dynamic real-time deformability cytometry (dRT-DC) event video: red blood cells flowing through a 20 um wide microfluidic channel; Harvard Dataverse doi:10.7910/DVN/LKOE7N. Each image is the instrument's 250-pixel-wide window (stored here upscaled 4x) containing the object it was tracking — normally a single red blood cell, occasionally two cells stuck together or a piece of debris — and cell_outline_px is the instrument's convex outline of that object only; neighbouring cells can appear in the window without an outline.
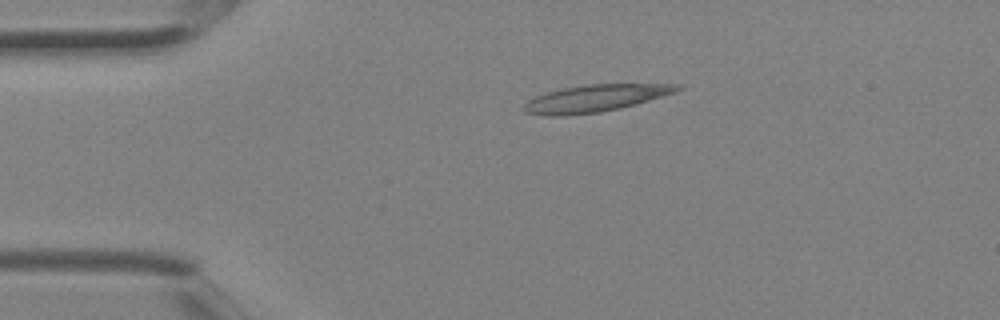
{"species": "Egyptian fruit bat (a non-hibernating species)", "species_latin": "Rousettus aegyptiacus", "temperature_condition": "room temperature", "stored_images_in_passage": 3, "camera_frame_rate_fps": 3000, "um_per_image_px": 0.085, "animal": {"sex": "female"}, "frame": {"image": 1, "passage_image": 2, "time_ms": 0.333, "image_size_px": [1000, 320], "cell_outline_px": [[684, 88], [676, 92], [636, 104], [620, 108], [600, 112], [564, 116], [548, 116], [524, 112], [520, 108], [528, 100], [536, 96], [548, 92], [564, 88], [588, 84], [684, 84]], "centroid_in_image_um": [50.61, 8.36], "position_along_channel_um": 34.4, "area_um2": 24.28}}
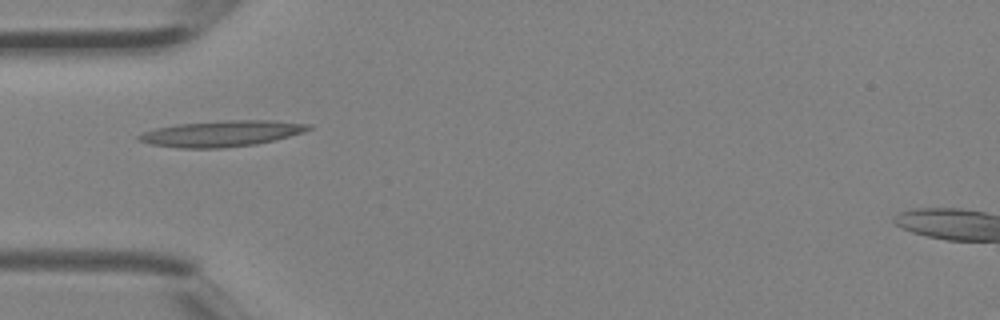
{"frame": {"image": 2, "passage_image": 3, "time_ms": 0.667, "image_size_px": [1000, 320], "cell_outline_px": [[312, 128], [304, 132], [276, 140], [256, 144], [224, 148], [176, 148], [152, 144], [136, 140], [136, 136], [144, 132], [156, 128], [180, 124], [228, 120], [272, 120], [312, 124]], "centroid_in_image_um": [18.87, 11.36], "position_along_channel_um": 66.1, "area_um2": 25.78}}